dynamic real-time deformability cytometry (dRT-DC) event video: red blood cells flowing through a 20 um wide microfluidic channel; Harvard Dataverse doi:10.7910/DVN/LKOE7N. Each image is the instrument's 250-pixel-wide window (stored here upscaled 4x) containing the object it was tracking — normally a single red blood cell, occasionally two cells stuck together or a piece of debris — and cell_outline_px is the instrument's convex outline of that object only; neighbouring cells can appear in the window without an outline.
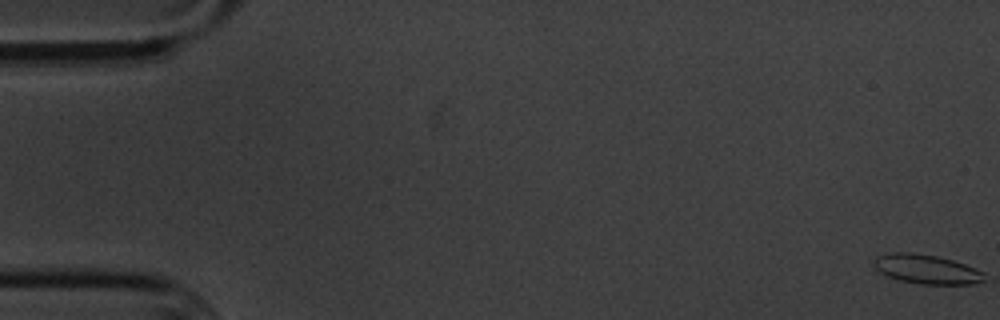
{"species": "common noctule bat (a hibernating species)", "species_latin": "Nyctalus noctula", "temperature_condition": "cold", "stored_images_in_passage": 6, "camera_frame_rate_fps": 3000, "um_per_image_px": 0.085, "animal": {"sex": "male", "body_mass_g": 20.1, "forearm_length_mm": 53.5}, "frame": {"image": 1, "passage_image": 1, "time_ms": 0.0, "image_size_px": [1000, 320], "cell_outline_px": [[984, 280], [976, 284], [920, 284], [900, 280], [888, 276], [880, 272], [876, 268], [872, 260], [876, 256], [892, 252], [912, 252], [936, 256], [952, 260], [976, 268], [984, 272]], "centroid_in_image_um": [78.75, 22.88], "position_along_channel_um": 6.2, "area_um2": 18.84}}